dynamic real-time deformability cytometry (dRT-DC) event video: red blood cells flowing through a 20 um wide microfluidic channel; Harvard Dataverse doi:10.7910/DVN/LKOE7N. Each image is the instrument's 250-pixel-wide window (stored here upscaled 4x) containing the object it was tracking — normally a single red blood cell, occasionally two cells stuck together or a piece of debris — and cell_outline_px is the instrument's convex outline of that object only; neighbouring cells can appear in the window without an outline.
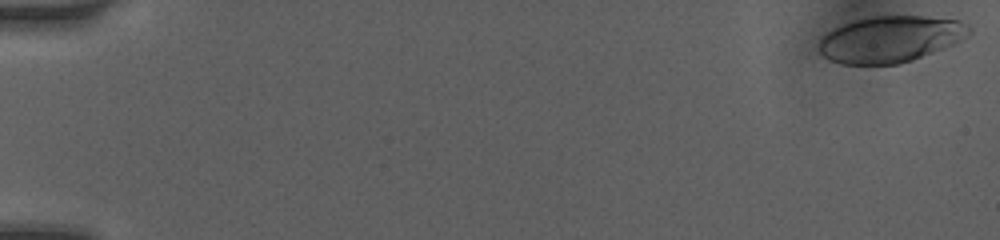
{"species": "human", "species_latin": "Homo sapiens", "temperature_condition": "room temperature", "stored_images_in_passage": 12, "camera_frame_rate_fps": 3000, "um_per_image_px": 0.085, "donor": {"sex": "female"}, "frame": {"image": 1, "passage_image": 1, "time_ms": 0.0, "image_size_px": [1000, 240], "cell_outline_px": [[972, 32], [960, 40], [944, 48], [912, 60], [900, 64], [840, 64], [828, 60], [820, 52], [820, 40], [828, 32], [844, 24], [856, 20], [872, 16], [924, 16], [956, 20], [968, 24], [972, 28]], "centroid_in_image_um": [75.7, 3.33], "position_along_channel_um": 9.3, "area_um2": 40.29}}
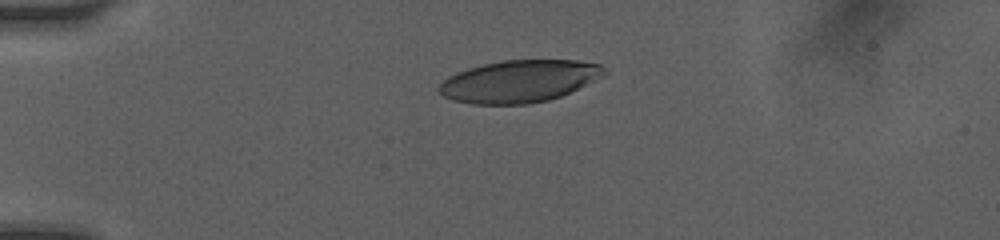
{"frame": {"image": 2, "passage_image": 8, "time_ms": 4.0, "image_size_px": [1000, 240], "cell_outline_px": [[608, 72], [604, 76], [560, 96], [548, 100], [528, 104], [468, 104], [452, 100], [444, 96], [436, 88], [448, 76], [456, 72], [468, 68], [500, 60], [576, 60], [600, 64]], "centroid_in_image_um": [44.11, 6.9], "position_along_channel_um": 40.9, "area_um2": 40.69}}
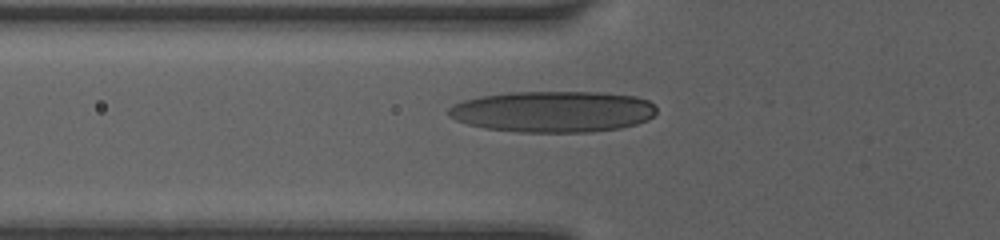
{"frame": {"image": 3, "passage_image": 11, "time_ms": 6.0, "image_size_px": [1000, 240], "cell_outline_px": [[656, 112], [648, 120], [636, 124], [620, 128], [592, 132], [516, 132], [484, 128], [468, 124], [456, 120], [448, 116], [448, 108], [452, 104], [464, 100], [480, 96], [508, 92], [604, 92], [636, 96], [648, 100], [656, 108]], "centroid_in_image_um": [47.0, 9.48], "position_along_channel_um": 78.8, "area_um2": 50.34}}